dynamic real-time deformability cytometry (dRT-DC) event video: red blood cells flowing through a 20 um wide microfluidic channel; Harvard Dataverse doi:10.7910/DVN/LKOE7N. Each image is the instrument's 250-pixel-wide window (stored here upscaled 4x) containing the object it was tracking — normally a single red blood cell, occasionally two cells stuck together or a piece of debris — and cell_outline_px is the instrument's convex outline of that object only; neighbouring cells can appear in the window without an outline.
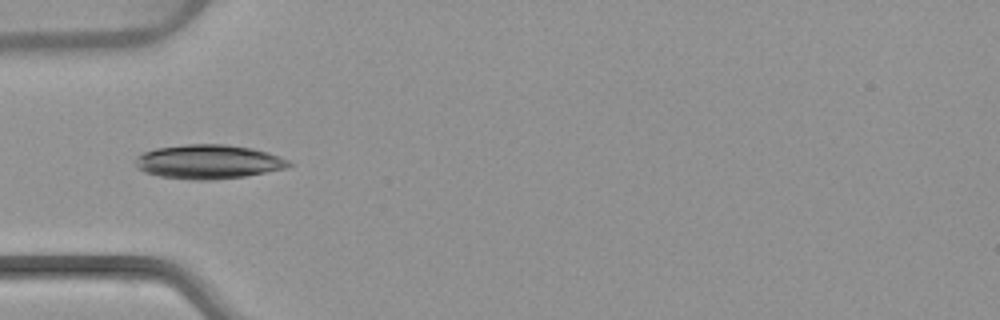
{"species": "common noctule bat (a hibernating species)", "species_latin": "Nyctalus noctula", "temperature_condition": "warm", "stored_images_in_passage": 6, "camera_frame_rate_fps": 3000, "um_per_image_px": 0.085, "animal": {"sex": "female", "body_mass_g": 22.7, "forearm_length_mm": 54.2}, "frame": {"image": 1, "passage_image": 4, "time_ms": 3.667, "image_size_px": [1000, 320], "cell_outline_px": [[292, 164], [284, 168], [244, 176], [212, 180], [192, 180], [160, 176], [144, 172], [136, 168], [136, 156], [144, 152], [156, 148], [188, 144], [228, 144], [252, 148], [268, 152], [280, 156], [288, 160]], "centroid_in_image_um": [17.69, 13.74], "position_along_channel_um": 67.3, "area_um2": 30.46}}
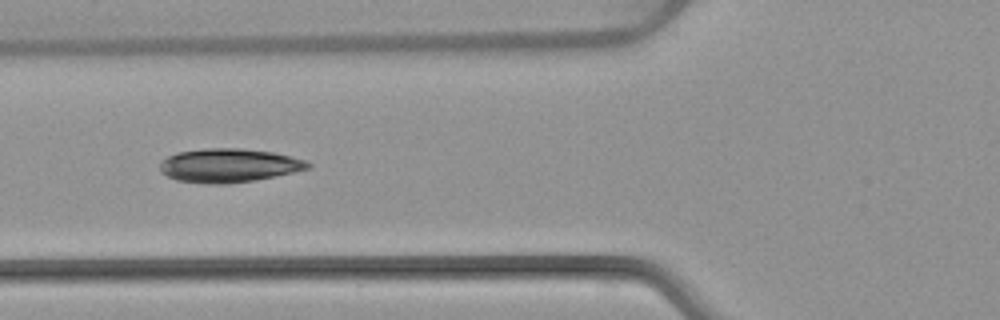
{"frame": {"image": 2, "passage_image": 5, "time_ms": 4.667, "image_size_px": [1000, 320], "cell_outline_px": [[312, 164], [308, 168], [292, 172], [252, 180], [224, 184], [212, 184], [176, 180], [160, 172], [160, 160], [176, 152], [204, 148], [240, 148], [272, 152], [308, 160]], "centroid_in_image_um": [19.41, 14.05], "position_along_channel_um": 106.4, "area_um2": 28.96}}
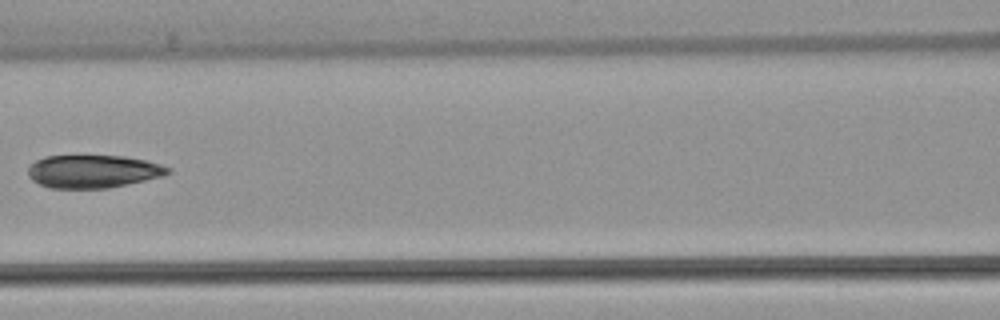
{"frame": {"image": 3, "passage_image": 6, "time_ms": 6.0, "image_size_px": [1000, 320], "cell_outline_px": [[172, 172], [164, 176], [108, 188], [48, 188], [32, 180], [28, 176], [28, 164], [44, 156], [124, 156], [144, 160], [160, 164], [172, 168]], "centroid_in_image_um": [7.9, 14.57], "position_along_channel_um": 158.7, "area_um2": 26.99}}